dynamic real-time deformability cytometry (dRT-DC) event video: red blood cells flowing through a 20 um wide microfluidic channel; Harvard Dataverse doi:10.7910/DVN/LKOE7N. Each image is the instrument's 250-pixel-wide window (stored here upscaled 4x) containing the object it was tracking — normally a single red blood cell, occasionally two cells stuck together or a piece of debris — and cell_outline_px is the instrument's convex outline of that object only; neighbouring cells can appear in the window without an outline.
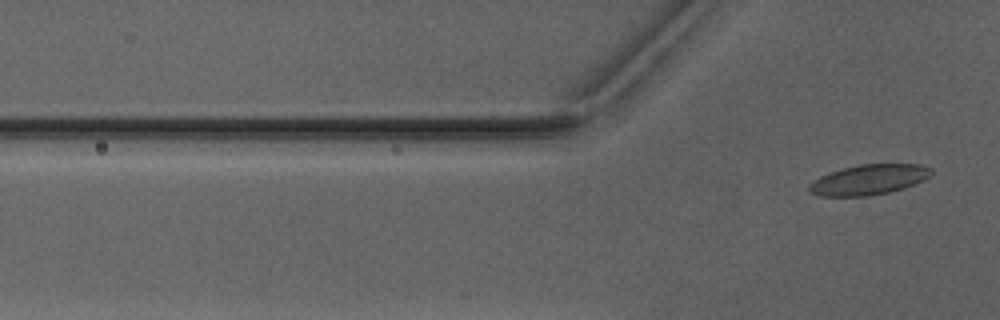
{"species": "Egyptian fruit bat (a non-hibernating species)", "species_latin": "Rousettus aegyptiacus", "temperature_condition": "warm", "stored_images_in_passage": 2, "camera_frame_rate_fps": 3000, "um_per_image_px": 0.085, "animal": {"sex": "male"}, "frame": {"image": 1, "passage_image": 2, "time_ms": 1.333, "image_size_px": [1000, 320], "cell_outline_px": [[932, 176], [924, 180], [904, 188], [888, 192], [864, 196], [820, 196], [808, 192], [808, 184], [820, 176], [844, 168], [860, 164], [920, 164], [932, 168]], "centroid_in_image_um": [73.86, 15.27], "position_along_channel_um": 51.9, "area_um2": 21.5}}